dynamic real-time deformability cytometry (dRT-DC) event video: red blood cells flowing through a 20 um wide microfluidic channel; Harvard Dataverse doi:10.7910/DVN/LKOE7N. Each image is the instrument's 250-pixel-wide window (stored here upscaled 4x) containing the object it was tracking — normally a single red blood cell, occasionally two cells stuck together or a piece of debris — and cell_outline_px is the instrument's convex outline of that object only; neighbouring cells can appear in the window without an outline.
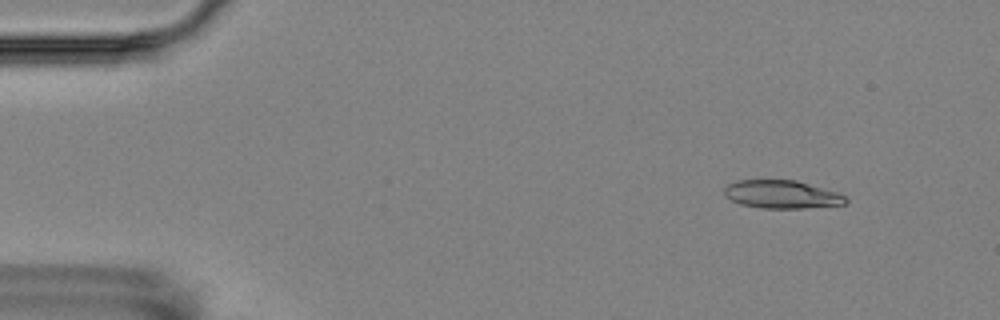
{"species": "Egyptian fruit bat (a non-hibernating species)", "species_latin": "Rousettus aegyptiacus", "temperature_condition": "room temperature", "stored_images_in_passage": 7, "camera_frame_rate_fps": 3000, "um_per_image_px": 0.085, "animal": {"sex": "female"}, "frame": {"image": 1, "passage_image": 2, "time_ms": 1.0, "image_size_px": [1000, 320], "cell_outline_px": [[848, 204], [804, 208], [760, 208], [740, 204], [724, 196], [724, 188], [728, 184], [740, 180], [796, 180], [836, 192], [844, 196], [848, 200]], "centroid_in_image_um": [66.44, 16.53], "position_along_channel_um": 18.6, "area_um2": 19.83}}